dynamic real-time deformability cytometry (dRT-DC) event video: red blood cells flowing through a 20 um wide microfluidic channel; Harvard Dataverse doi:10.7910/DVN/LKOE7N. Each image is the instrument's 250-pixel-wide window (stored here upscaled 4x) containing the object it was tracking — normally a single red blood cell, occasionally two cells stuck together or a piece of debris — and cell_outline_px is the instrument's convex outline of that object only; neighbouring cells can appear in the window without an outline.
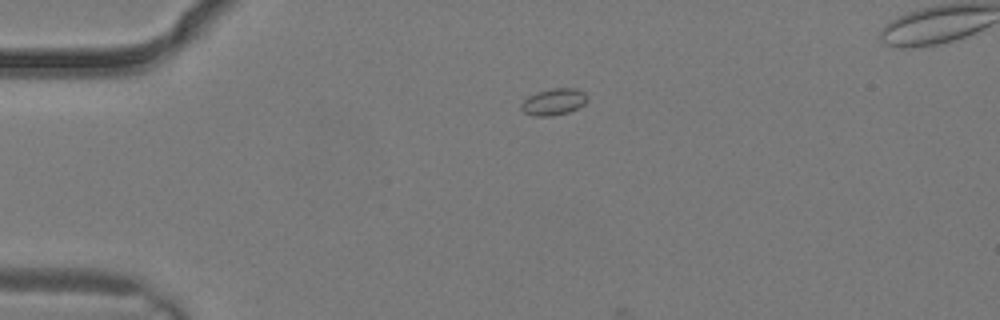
{"species": "common noctule bat (a hibernating species)", "species_latin": "Nyctalus noctula", "temperature_condition": "warm", "stored_images_in_passage": 4, "camera_frame_rate_fps": 3000, "um_per_image_px": 0.085, "animal": {"sex": "male", "body_mass_g": 19.2, "forearm_length_mm": 51.8}, "frame": {"image": 1, "passage_image": 4, "time_ms": 1.0, "image_size_px": [1000, 320], "cell_outline_px": [[588, 100], [584, 104], [568, 112], [552, 116], [536, 116], [524, 112], [520, 108], [520, 104], [528, 96], [536, 92], [552, 88], [576, 88], [584, 92], [588, 96]], "centroid_in_image_um": [47.06, 8.64], "position_along_channel_um": 37.9, "area_um2": 10.29}}